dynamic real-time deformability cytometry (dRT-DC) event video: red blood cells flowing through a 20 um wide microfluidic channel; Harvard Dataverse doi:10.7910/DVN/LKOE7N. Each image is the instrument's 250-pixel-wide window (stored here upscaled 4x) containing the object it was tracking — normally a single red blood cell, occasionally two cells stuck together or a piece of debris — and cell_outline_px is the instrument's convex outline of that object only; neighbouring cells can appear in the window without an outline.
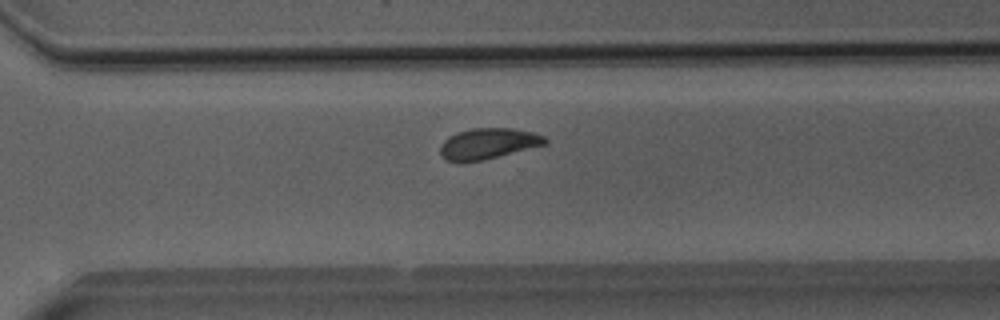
{"species": "Egyptian fruit bat (a non-hibernating species)", "species_latin": "Rousettus aegyptiacus", "temperature_condition": "room temperature", "stored_images_in_passage": 42, "camera_frame_rate_fps": 3000, "um_per_image_px": 0.085, "animal": {"sex": "male"}, "frame": {"image": 1, "passage_image": 29, "time_ms": 9.333, "image_size_px": [1000, 320], "cell_outline_px": [[548, 144], [484, 160], [448, 160], [440, 152], [440, 144], [448, 136], [456, 132], [468, 128], [512, 128], [532, 132], [544, 136], [548, 140]], "centroid_in_image_um": [41.53, 12.17], "position_along_channel_um": 329.1, "area_um2": 18.73}}
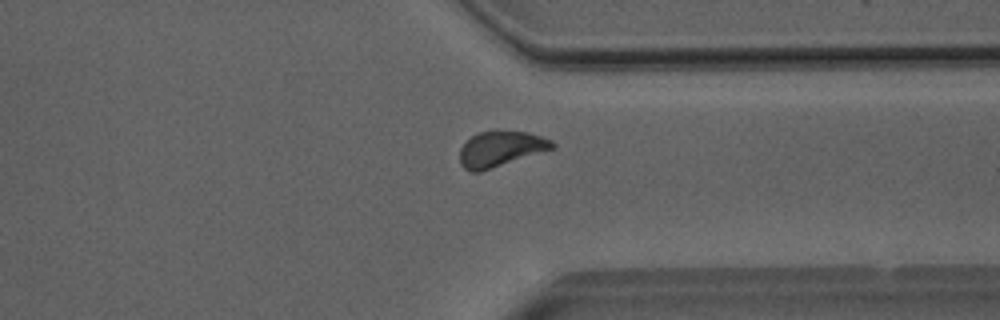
{"frame": {"image": 2, "passage_image": 32, "time_ms": 10.333, "image_size_px": [1000, 320], "cell_outline_px": [[556, 148], [480, 172], [472, 172], [464, 168], [460, 164], [460, 148], [472, 136], [480, 132], [496, 128], [528, 132], [552, 140], [556, 144]], "centroid_in_image_um": [42.58, 12.63], "position_along_channel_um": 368.8, "area_um2": 19.59}}
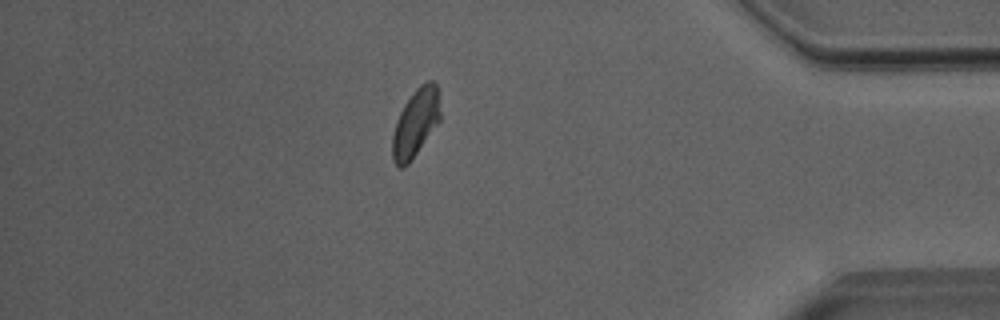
{"frame": {"image": 3, "passage_image": 37, "time_ms": 12.0, "image_size_px": [1000, 320], "cell_outline_px": [[440, 120], [408, 164], [404, 168], [396, 168], [392, 160], [392, 136], [396, 120], [404, 104], [416, 88], [420, 84], [428, 80], [432, 80], [436, 84], [440, 112]], "centroid_in_image_um": [35.29, 10.47], "position_along_channel_um": 399.9, "area_um2": 18.84}}